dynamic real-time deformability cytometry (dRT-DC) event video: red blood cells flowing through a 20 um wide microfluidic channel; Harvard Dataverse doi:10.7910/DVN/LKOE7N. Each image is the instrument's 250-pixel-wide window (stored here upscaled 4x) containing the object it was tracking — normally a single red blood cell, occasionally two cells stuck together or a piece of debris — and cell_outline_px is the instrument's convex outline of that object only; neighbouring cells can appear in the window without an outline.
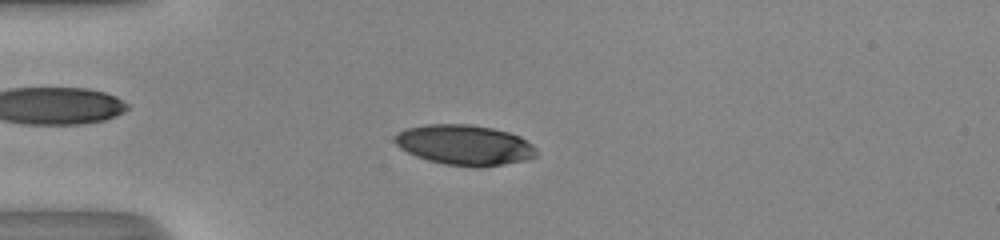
{"species": "human", "species_latin": "Homo sapiens", "temperature_condition": "room temperature", "stored_images_in_passage": 51, "camera_frame_rate_fps": 3000, "um_per_image_px": 0.085, "donor": {"sex": "male"}, "frame": {"image": 1, "passage_image": 14, "time_ms": 4.333, "image_size_px": [1000, 240], "cell_outline_px": [[536, 156], [524, 160], [504, 164], [480, 168], [476, 168], [444, 164], [428, 160], [416, 156], [400, 148], [392, 140], [404, 128], [424, 124], [468, 124], [492, 128], [508, 132], [520, 136], [532, 144], [536, 148]], "centroid_in_image_um": [39.48, 12.32], "position_along_channel_um": 45.5, "area_um2": 33.35}}
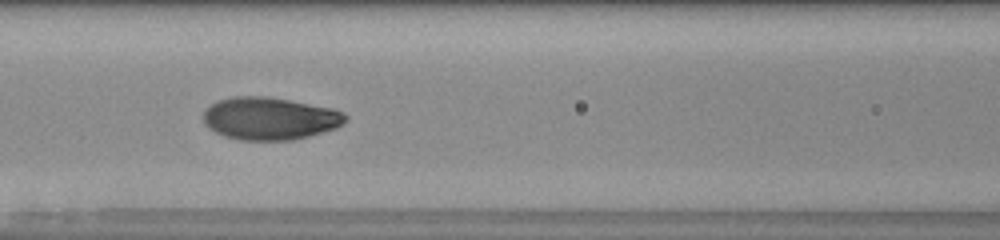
{"frame": {"image": 2, "passage_image": 23, "time_ms": 7.333, "image_size_px": [1000, 240], "cell_outline_px": [[348, 120], [344, 124], [336, 128], [308, 136], [292, 140], [240, 140], [224, 136], [208, 128], [204, 124], [204, 108], [216, 100], [232, 96], [268, 96], [332, 108], [344, 112], [348, 116]], "centroid_in_image_um": [22.92, 10.06], "position_along_channel_um": 143.7, "area_um2": 35.6}}
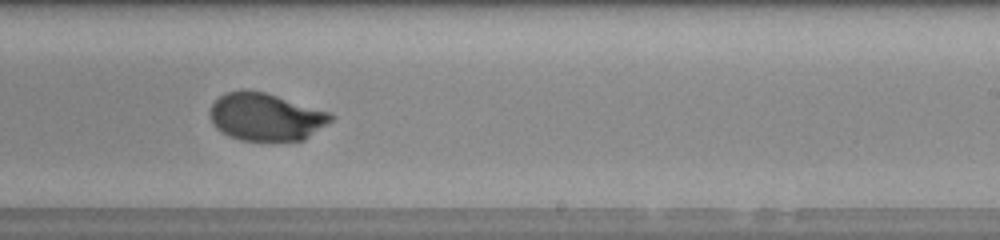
{"frame": {"image": 3, "passage_image": 32, "time_ms": 10.333, "image_size_px": [1000, 240], "cell_outline_px": [[336, 116], [332, 120], [304, 140], [240, 140], [228, 136], [220, 132], [212, 124], [212, 104], [224, 92], [264, 92], [328, 112]], "centroid_in_image_um": [22.6, 9.96], "position_along_channel_um": 266.4, "area_um2": 32.71}, "authors_computed_cell_mechanics": {"area_um2": 33.813, "velocity_mm_per_s": 4.1112, "shape_relaxation_time_tau1_ms": 3.9493, "shape_relaxation_time_tau2_ms": null, "deformation_change_tau1": 0.2004, "deformation_change_tau2": null}}